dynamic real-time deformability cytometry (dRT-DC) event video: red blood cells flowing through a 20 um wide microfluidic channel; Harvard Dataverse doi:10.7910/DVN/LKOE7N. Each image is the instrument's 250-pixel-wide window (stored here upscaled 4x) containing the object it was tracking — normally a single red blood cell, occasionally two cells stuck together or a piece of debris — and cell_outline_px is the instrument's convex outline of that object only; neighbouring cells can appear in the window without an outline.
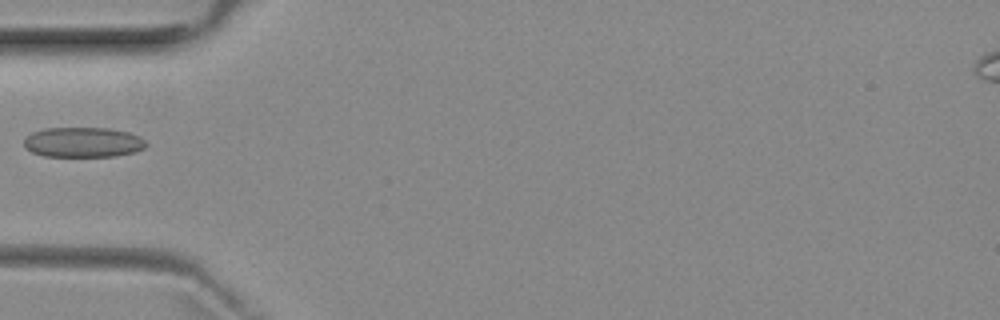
{"species": "common noctule bat (a hibernating species)", "species_latin": "Nyctalus noctula", "temperature_condition": "room temperature", "stored_images_in_passage": 6, "camera_frame_rate_fps": 3000, "um_per_image_px": 0.085, "animal": {"sex": "female", "body_mass_g": 29.2, "forearm_length_mm": 56.3}, "frame": {"image": 1, "passage_image": 5, "time_ms": 5.0, "image_size_px": [1000, 320], "cell_outline_px": [[148, 144], [144, 148], [132, 152], [116, 156], [44, 156], [32, 152], [24, 148], [24, 140], [32, 132], [44, 128], [108, 128], [128, 132], [140, 136]], "centroid_in_image_um": [7.05, 12.09], "position_along_channel_um": 78.0, "area_um2": 21.39}}
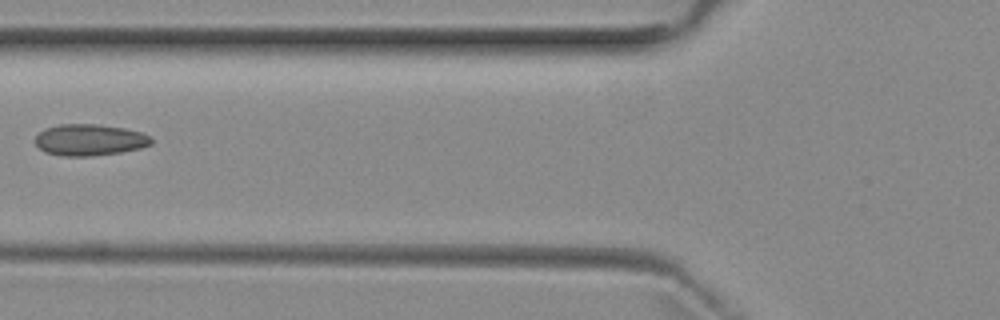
{"frame": {"image": 2, "passage_image": 6, "time_ms": 6.0, "image_size_px": [1000, 320], "cell_outline_px": [[152, 144], [140, 148], [120, 152], [92, 156], [60, 156], [44, 152], [36, 144], [36, 136], [44, 128], [60, 124], [96, 124], [124, 128], [140, 132], [148, 136], [152, 140]], "centroid_in_image_um": [7.59, 11.89], "position_along_channel_um": 118.2, "area_um2": 21.21}}